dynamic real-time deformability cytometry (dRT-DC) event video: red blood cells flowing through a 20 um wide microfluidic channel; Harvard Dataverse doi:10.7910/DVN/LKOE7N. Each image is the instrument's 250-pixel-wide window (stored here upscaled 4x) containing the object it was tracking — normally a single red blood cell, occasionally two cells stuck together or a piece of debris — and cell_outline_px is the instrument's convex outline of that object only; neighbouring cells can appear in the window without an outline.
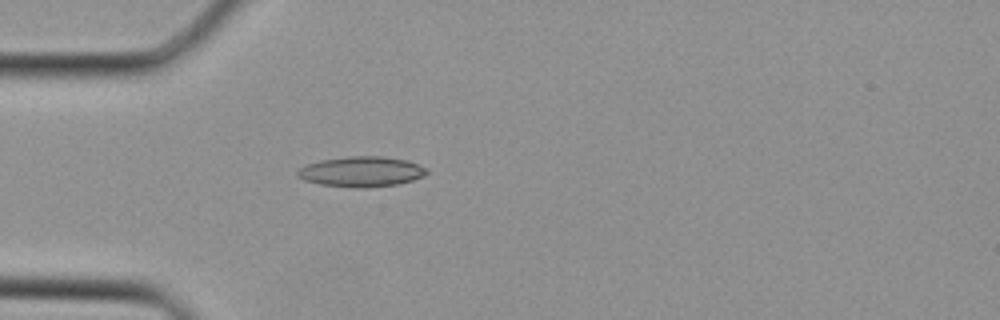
{"species": "Egyptian fruit bat (a non-hibernating species)", "species_latin": "Rousettus aegyptiacus", "temperature_condition": "cold", "stored_images_in_passage": 28, "camera_frame_rate_fps": 3000, "um_per_image_px": 0.085, "animal": {"sex": "female"}, "frame": {"image": 1, "passage_image": 3, "time_ms": 0.667, "image_size_px": [1000, 320], "cell_outline_px": [[428, 172], [424, 176], [412, 180], [396, 184], [320, 184], [304, 180], [296, 176], [296, 172], [300, 168], [308, 164], [320, 160], [348, 156], [384, 156], [408, 160], [428, 168]], "centroid_in_image_um": [30.75, 14.51], "position_along_channel_um": 54.3, "area_um2": 21.68}}
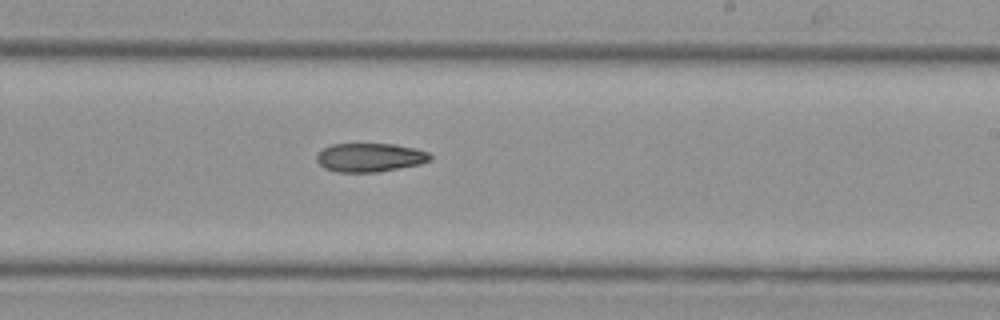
{"frame": {"image": 2, "passage_image": 14, "time_ms": 4.333, "image_size_px": [1000, 320], "cell_outline_px": [[432, 160], [420, 164], [376, 172], [336, 172], [324, 168], [316, 160], [316, 156], [324, 148], [332, 144], [396, 144], [416, 148], [428, 152], [432, 156]], "centroid_in_image_um": [31.46, 13.38], "position_along_channel_um": 257.5, "area_um2": 19.02}}
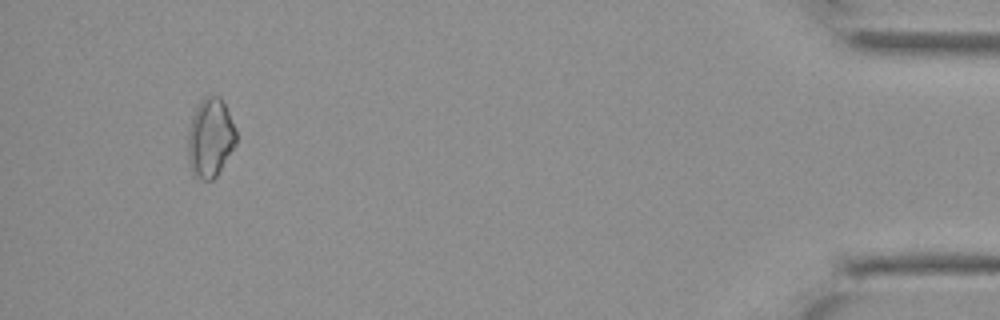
{"frame": {"image": 3, "passage_image": 26, "time_ms": 8.333, "image_size_px": [1000, 320], "cell_outline_px": [[236, 144], [216, 176], [212, 180], [200, 180], [192, 172], [188, 160], [188, 132], [192, 116], [200, 100], [204, 96], [220, 96], [236, 128]], "centroid_in_image_um": [17.87, 11.71], "position_along_channel_um": 417.3, "area_um2": 22.14}}